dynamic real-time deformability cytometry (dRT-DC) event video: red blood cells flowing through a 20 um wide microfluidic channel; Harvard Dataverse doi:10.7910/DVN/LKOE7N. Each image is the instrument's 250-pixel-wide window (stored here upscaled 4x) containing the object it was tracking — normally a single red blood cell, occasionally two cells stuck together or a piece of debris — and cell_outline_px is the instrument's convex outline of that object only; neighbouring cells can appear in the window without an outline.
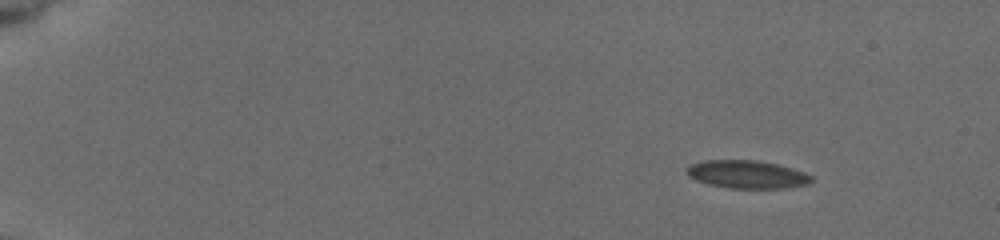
{"species": "common noctule bat (a hibernating species)", "species_latin": "Nyctalus noctula", "temperature_condition": "cold", "stored_images_in_passage": 7, "camera_frame_rate_fps": 3000, "um_per_image_px": 0.085, "animal": {"sex": "female", "body_mass_g": 19.5, "forearm_length_mm": 54.1}, "frame": {"image": 1, "passage_image": 2, "time_ms": 1.0, "image_size_px": [1000, 240], "cell_outline_px": [[812, 180], [808, 184], [780, 188], [728, 188], [708, 184], [696, 180], [688, 176], [688, 168], [692, 164], [704, 160], [756, 160], [776, 164], [792, 168], [804, 172], [812, 176]], "centroid_in_image_um": [63.5, 14.82], "position_along_channel_um": 21.5, "area_um2": 20.11}}
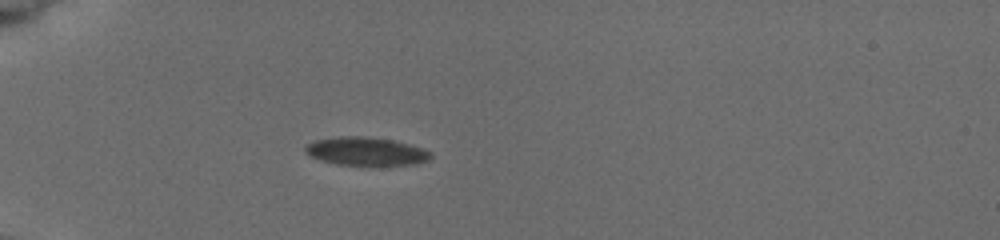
{"frame": {"image": 2, "passage_image": 6, "time_ms": 4.667, "image_size_px": [1000, 240], "cell_outline_px": [[432, 156], [428, 160], [416, 164], [336, 164], [320, 160], [304, 152], [304, 148], [308, 144], [316, 140], [340, 136], [364, 136], [392, 140], [424, 148], [432, 152]], "centroid_in_image_um": [31.12, 12.85], "position_along_channel_um": 53.9, "area_um2": 20.35}}